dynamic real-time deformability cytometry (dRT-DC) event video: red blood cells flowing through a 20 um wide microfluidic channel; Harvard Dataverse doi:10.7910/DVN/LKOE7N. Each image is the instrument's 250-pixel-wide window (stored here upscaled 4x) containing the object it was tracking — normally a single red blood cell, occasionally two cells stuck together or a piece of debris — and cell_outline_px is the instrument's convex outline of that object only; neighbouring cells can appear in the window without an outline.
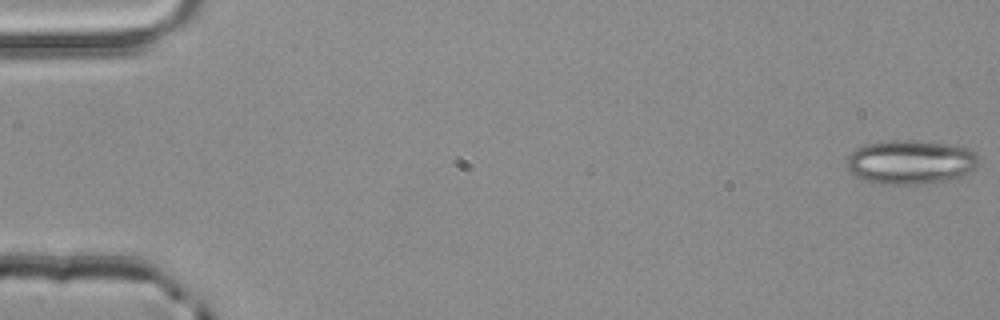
{"species": "common noctule bat (a hibernating species)", "species_latin": "Nyctalus noctula", "temperature_condition": "room temperature", "stored_images_in_passage": 5, "camera_frame_rate_fps": 3000, "um_per_image_px": 0.085, "animal": {"sex": "male", "body_mass_g": 20.4}, "frame": {"image": 1, "passage_image": 1, "time_ms": 0.0, "image_size_px": [1000, 320], "cell_outline_px": [[980, 164], [976, 168], [964, 176], [944, 180], [920, 184], [880, 184], [856, 176], [848, 168], [848, 156], [856, 148], [868, 144], [884, 140], [912, 140], [944, 144], [968, 148], [976, 152], [980, 160]], "centroid_in_image_um": [77.45, 13.77], "position_along_channel_um": 7.5, "area_um2": 33.81}}